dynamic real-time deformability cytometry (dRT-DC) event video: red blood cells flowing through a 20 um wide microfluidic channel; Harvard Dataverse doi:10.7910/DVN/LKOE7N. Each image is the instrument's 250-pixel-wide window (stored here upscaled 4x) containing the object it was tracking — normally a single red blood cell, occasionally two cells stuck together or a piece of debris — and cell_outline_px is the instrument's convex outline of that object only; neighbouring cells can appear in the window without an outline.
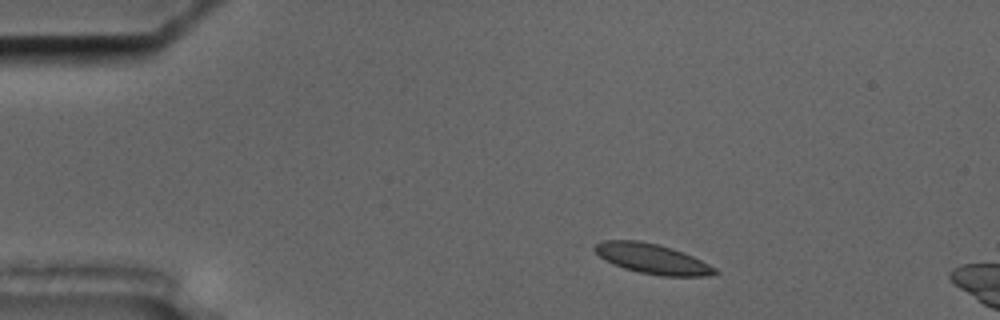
{"species": "common noctule bat (a hibernating species)", "species_latin": "Nyctalus noctula", "temperature_condition": "cold", "stored_images_in_passage": 48, "camera_frame_rate_fps": 3000, "um_per_image_px": 0.085, "animal": {"sex": "male", "body_mass_g": 17.5, "forearm_length_mm": 52.3}, "frame": {"image": 1, "passage_image": 1, "time_ms": 0.0, "image_size_px": [1000, 320], "cell_outline_px": [[720, 272], [708, 276], [664, 276], [640, 272], [624, 268], [604, 260], [592, 248], [596, 244], [604, 240], [640, 240], [672, 248], [684, 252], [716, 268]], "centroid_in_image_um": [55.44, 21.99], "position_along_channel_um": 29.6, "area_um2": 20.87}}
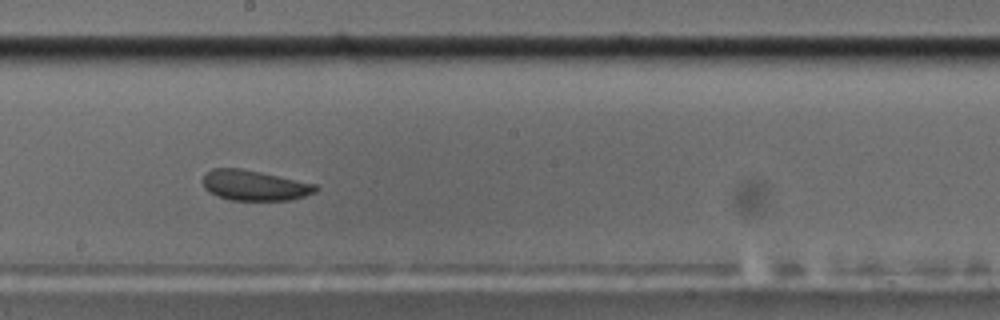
{"frame": {"image": 2, "passage_image": 23, "time_ms": 7.333, "image_size_px": [1000, 320], "cell_outline_px": [[320, 188], [316, 192], [304, 196], [288, 200], [232, 200], [216, 196], [204, 188], [204, 172], [212, 168], [240, 168], [260, 172], [316, 184]], "centroid_in_image_um": [21.62, 15.75], "position_along_channel_um": 226.6, "area_um2": 19.88}}
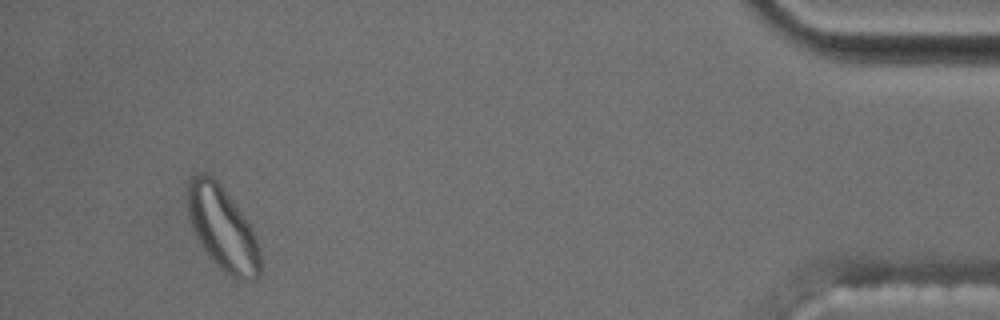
{"frame": {"image": 3, "passage_image": 45, "time_ms": 14.667, "image_size_px": [1000, 320], "cell_outline_px": [[260, 276], [256, 280], [240, 280], [224, 272], [208, 256], [200, 244], [192, 228], [188, 216], [188, 184], [192, 176], [196, 172], [204, 172], [212, 176], [220, 184], [232, 200], [248, 224], [260, 248]], "centroid_in_image_um": [18.9, 19.44], "position_along_channel_um": 416.3, "area_um2": 35.08}}